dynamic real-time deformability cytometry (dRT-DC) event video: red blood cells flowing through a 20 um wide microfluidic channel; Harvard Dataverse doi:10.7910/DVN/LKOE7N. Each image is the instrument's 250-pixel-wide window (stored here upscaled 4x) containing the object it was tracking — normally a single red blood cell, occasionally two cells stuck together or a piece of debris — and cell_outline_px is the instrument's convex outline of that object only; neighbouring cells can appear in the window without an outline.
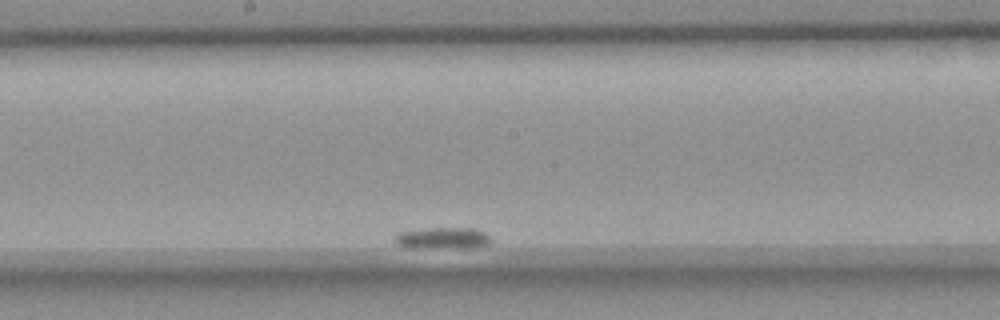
{"species": "common noctule bat (a hibernating species)", "species_latin": "Nyctalus noctula", "temperature_condition": "room temperature", "stored_images_in_passage": 68, "camera_frame_rate_fps": 3000, "um_per_image_px": 0.085, "animal": {"sex": "female", "body_mass_g": 18.4}, "frame": {"image": 1, "passage_image": 45, "time_ms": 14.667, "image_size_px": [1000, 320], "cell_outline_px": [[492, 240], [488, 244], [468, 248], [412, 248], [396, 244], [392, 240], [400, 232], [428, 228], [476, 228], [484, 232]], "centroid_in_image_um": [37.62, 20.25], "position_along_channel_um": 210.6, "area_um2": 12.14}}
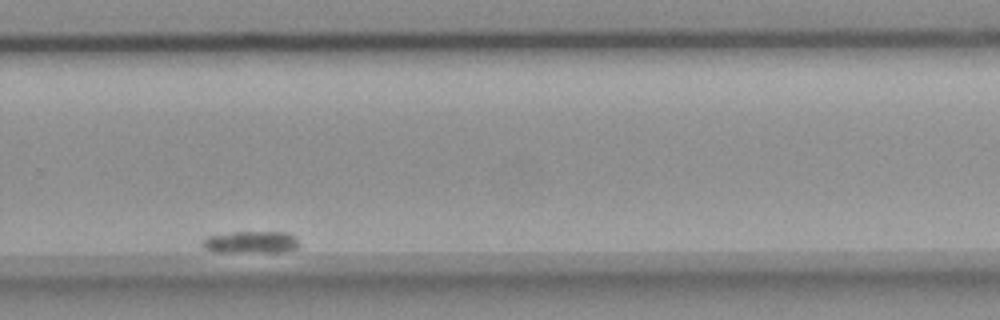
{"frame": {"image": 2, "passage_image": 60, "time_ms": 19.667, "image_size_px": [1000, 320], "cell_outline_px": [[300, 248], [280, 252], [212, 252], [204, 248], [200, 244], [204, 236], [232, 232], [288, 232], [296, 236], [300, 244]], "centroid_in_image_um": [21.32, 20.59], "position_along_channel_um": 308.5, "area_um2": 12.89}}
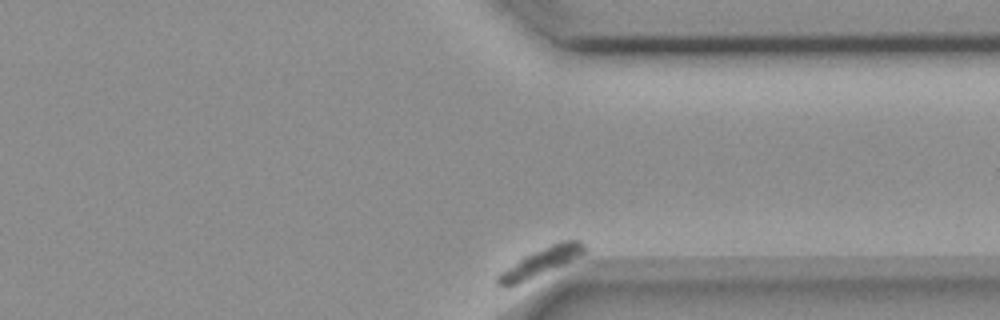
{"frame": {"image": 3, "passage_image": 68, "time_ms": 22.333, "image_size_px": [1000, 320], "cell_outline_px": [[584, 252], [580, 256], [508, 288], [500, 288], [496, 284], [496, 276], [500, 272], [524, 256], [532, 252], [560, 240], [580, 240], [584, 244]], "centroid_in_image_um": [45.88, 22.29], "position_along_channel_um": 365.5, "area_um2": 13.93}}